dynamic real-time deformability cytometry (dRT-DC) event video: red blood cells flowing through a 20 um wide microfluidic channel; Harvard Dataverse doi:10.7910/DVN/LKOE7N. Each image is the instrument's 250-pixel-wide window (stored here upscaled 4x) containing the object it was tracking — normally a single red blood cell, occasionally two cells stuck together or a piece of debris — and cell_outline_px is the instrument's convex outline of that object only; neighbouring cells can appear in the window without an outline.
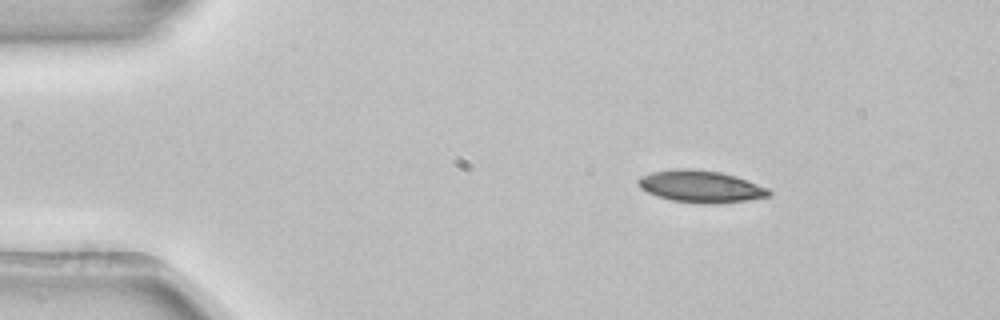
{"species": "common noctule bat (a hibernating species)", "species_latin": "Nyctalus noctula", "temperature_condition": "room temperature", "stored_images_in_passage": 3, "camera_frame_rate_fps": 3000, "um_per_image_px": 0.085, "animal": {"sex": "female", "body_mass_g": 22.7, "forearm_length_mm": 54.2}, "frame": {"image": 1, "passage_image": 1, "time_ms": 0.0, "image_size_px": [1000, 320], "cell_outline_px": [[772, 192], [768, 196], [744, 200], [716, 204], [704, 204], [672, 200], [656, 196], [640, 188], [636, 180], [640, 176], [652, 172], [676, 168], [692, 168], [720, 172], [736, 176], [768, 188]], "centroid_in_image_um": [59.52, 15.84], "position_along_channel_um": 25.5, "area_um2": 24.39}}
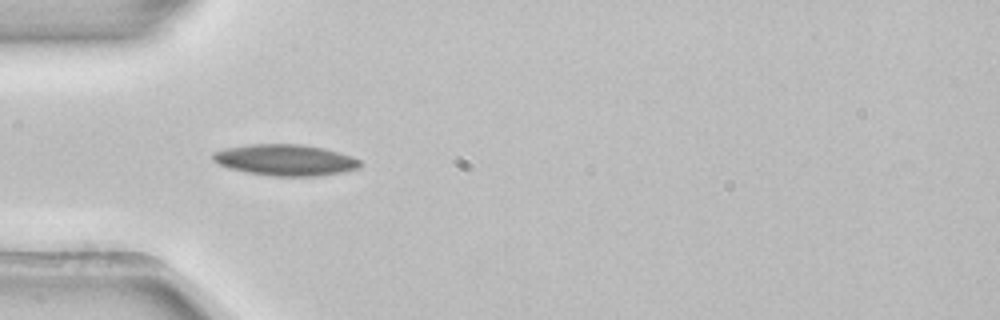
{"frame": {"image": 2, "passage_image": 3, "time_ms": 0.667, "image_size_px": [1000, 320], "cell_outline_px": [[364, 164], [360, 168], [344, 172], [320, 176], [272, 176], [248, 172], [228, 168], [212, 160], [212, 152], [228, 148], [248, 144], [304, 144], [324, 148], [340, 152], [352, 156], [360, 160]], "centroid_in_image_um": [24.31, 13.6], "position_along_channel_um": 60.7, "area_um2": 27.05}}